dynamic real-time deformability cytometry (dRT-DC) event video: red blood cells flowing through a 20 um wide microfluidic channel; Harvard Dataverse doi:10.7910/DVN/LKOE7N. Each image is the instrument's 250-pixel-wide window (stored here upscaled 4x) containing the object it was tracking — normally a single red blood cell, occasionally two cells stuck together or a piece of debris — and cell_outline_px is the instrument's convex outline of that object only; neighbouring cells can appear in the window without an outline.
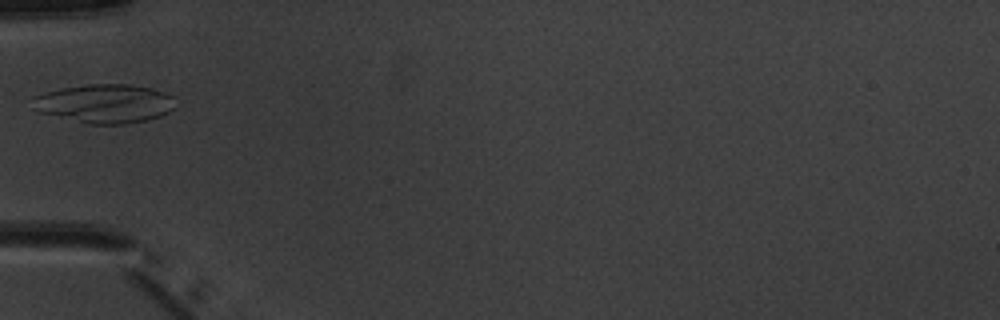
{"species": "common noctule bat (a hibernating species)", "species_latin": "Nyctalus noctula", "temperature_condition": "warm", "stored_images_in_passage": 4, "camera_frame_rate_fps": 3000, "um_per_image_px": 0.085, "animal": {"sex": "male", "body_mass_g": 20.1, "forearm_length_mm": 53.5}, "frame": {"image": 1, "passage_image": 3, "time_ms": 2.333, "image_size_px": [1000, 320], "cell_outline_px": [[176, 108], [160, 116], [144, 120], [124, 124], [88, 124], [40, 112], [32, 108], [32, 96], [64, 88], [88, 84], [132, 84], [152, 88], [164, 92], [172, 96]], "centroid_in_image_um": [8.91, 8.8], "position_along_channel_um": 76.1, "area_um2": 32.25}}
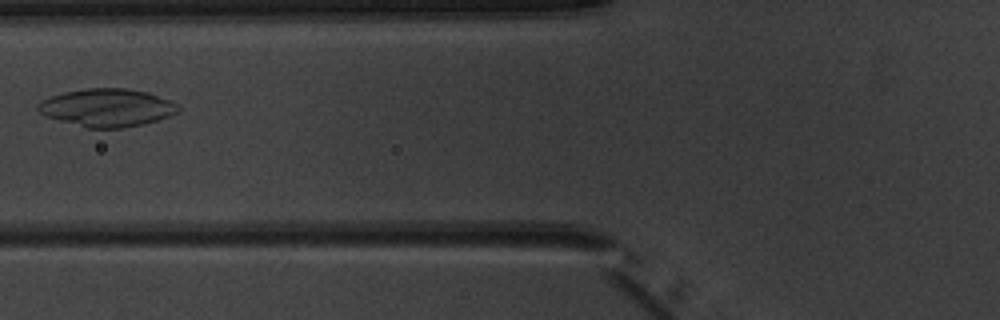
{"frame": {"image": 2, "passage_image": 4, "time_ms": 3.333, "image_size_px": [1000, 320], "cell_outline_px": [[180, 108], [176, 112], [168, 116], [156, 120], [124, 128], [88, 128], [44, 116], [36, 108], [36, 104], [40, 100], [64, 92], [88, 88], [128, 88], [148, 92], [172, 100], [180, 104]], "centroid_in_image_um": [9.09, 9.14], "position_along_channel_um": 116.7, "area_um2": 31.04}}